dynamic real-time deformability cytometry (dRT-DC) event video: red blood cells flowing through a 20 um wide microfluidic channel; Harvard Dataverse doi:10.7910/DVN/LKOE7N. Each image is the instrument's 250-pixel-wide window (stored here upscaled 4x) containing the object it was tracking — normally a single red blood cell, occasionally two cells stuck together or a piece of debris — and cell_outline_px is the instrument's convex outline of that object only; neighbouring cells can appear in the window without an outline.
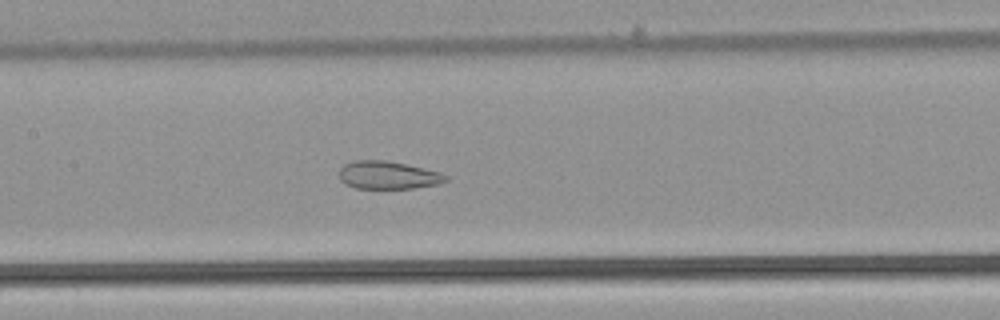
{"species": "common noctule bat (a hibernating species)", "species_latin": "Nyctalus noctula", "temperature_condition": "warm", "stored_images_in_passage": 44, "camera_frame_rate_fps": 3000, "um_per_image_px": 0.085, "animal": {"sex": "male", "body_mass_g": 21.5, "forearm_length_mm": 52.0}, "frame": {"image": 1, "passage_image": 22, "time_ms": 7.0, "image_size_px": [1000, 320], "cell_outline_px": [[448, 180], [436, 184], [412, 188], [356, 188], [344, 184], [340, 180], [340, 168], [344, 164], [352, 160], [384, 160], [404, 164], [440, 172], [448, 176]], "centroid_in_image_um": [32.94, 14.88], "position_along_channel_um": 174.5, "area_um2": 17.17}}
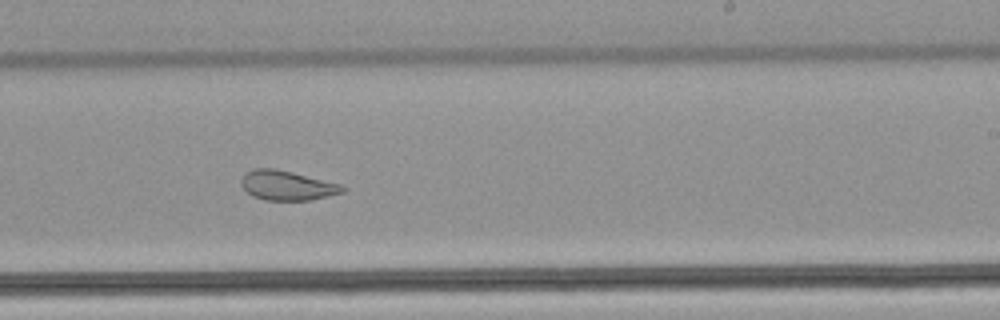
{"frame": {"image": 2, "passage_image": 29, "time_ms": 9.333, "image_size_px": [1000, 320], "cell_outline_px": [[348, 188], [344, 192], [308, 200], [264, 200], [252, 196], [240, 184], [240, 180], [252, 168], [276, 168], [340, 184]], "centroid_in_image_um": [24.39, 15.76], "position_along_channel_um": 264.6, "area_um2": 17.34}}
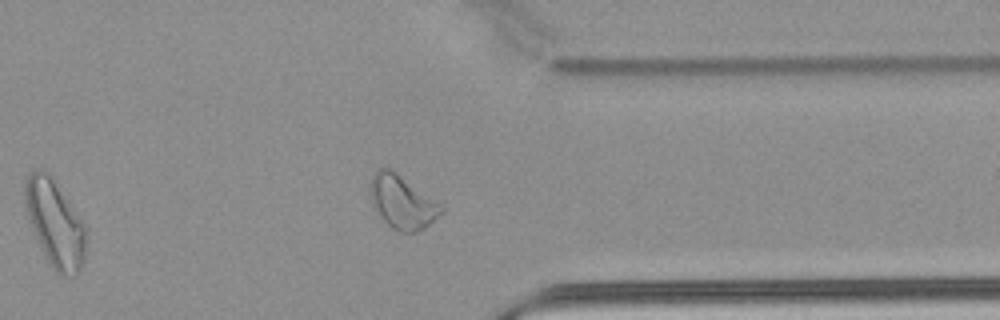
{"frame": {"image": 3, "passage_image": 38, "time_ms": 12.333, "image_size_px": [1000, 320], "cell_outline_px": [[444, 212], [424, 228], [416, 232], [400, 232], [392, 228], [380, 216], [372, 200], [372, 176], [376, 168], [388, 168], [444, 204]], "centroid_in_image_um": [34.26, 17.19], "position_along_channel_um": 377.1, "area_um2": 21.68}, "authors_computed_cell_mechanics": {"area_um2": 22.3686, "velocity_mm_per_s": 3.8784, "shape_relaxation_time_tau1_ms": null, "shape_relaxation_time_tau2_ms": 1.204, "deformation_change_tau1": null, "deformation_change_tau2": 0.0631}}